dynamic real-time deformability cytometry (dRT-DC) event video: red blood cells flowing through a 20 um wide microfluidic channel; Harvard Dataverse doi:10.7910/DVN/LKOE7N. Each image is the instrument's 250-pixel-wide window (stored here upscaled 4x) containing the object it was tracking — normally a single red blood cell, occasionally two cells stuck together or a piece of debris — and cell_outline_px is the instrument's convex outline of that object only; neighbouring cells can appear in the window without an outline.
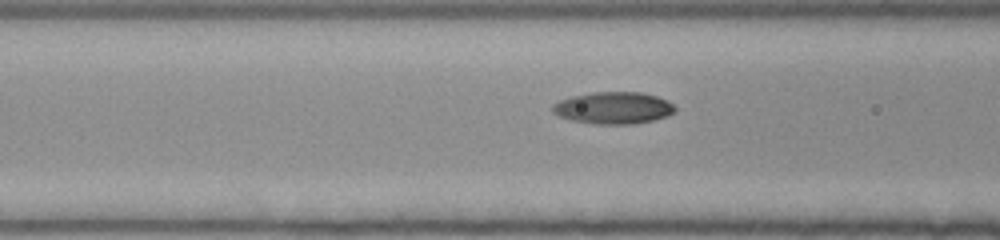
{"species": "human", "species_latin": "Homo sapiens", "temperature_condition": "room temperature", "stored_images_in_passage": 9, "camera_frame_rate_fps": 3000, "um_per_image_px": 0.085, "donor": {"sex": "female"}, "frame": {"image": 1, "passage_image": 7, "time_ms": 2.0, "image_size_px": [1000, 240], "cell_outline_px": [[676, 112], [668, 116], [652, 120], [632, 124], [592, 124], [568, 120], [552, 112], [552, 104], [560, 100], [572, 96], [592, 92], [640, 92], [656, 96], [668, 100], [676, 108]], "centroid_in_image_um": [52.13, 9.18], "position_along_channel_um": 114.5, "area_um2": 23.0}}